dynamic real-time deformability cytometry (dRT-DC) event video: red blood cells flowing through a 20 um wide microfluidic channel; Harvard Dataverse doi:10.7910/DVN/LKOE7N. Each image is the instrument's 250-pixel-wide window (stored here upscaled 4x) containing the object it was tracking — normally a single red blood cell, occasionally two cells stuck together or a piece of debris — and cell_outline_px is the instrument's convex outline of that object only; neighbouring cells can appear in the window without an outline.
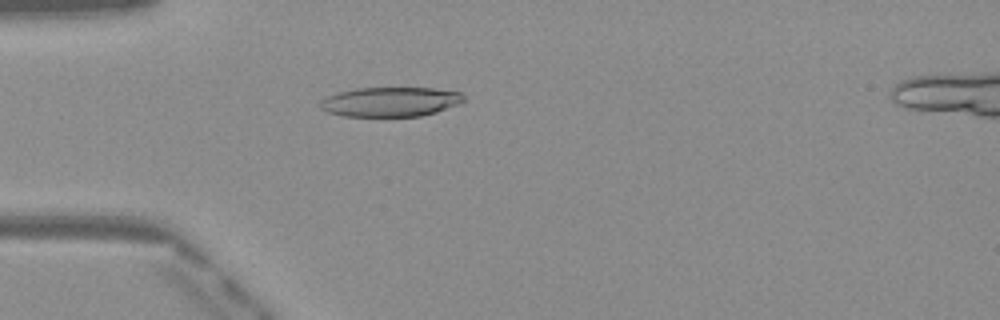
{"species": "Egyptian fruit bat (a non-hibernating species)", "species_latin": "Rousettus aegyptiacus", "temperature_condition": "warm", "stored_images_in_passage": 38, "camera_frame_rate_fps": 3000, "um_per_image_px": 0.085, "frame": {"image": 1, "passage_image": 3, "time_ms": 0.667, "image_size_px": [1000, 320], "cell_outline_px": [[464, 100], [460, 104], [436, 112], [420, 116], [344, 116], [328, 112], [320, 108], [320, 100], [324, 96], [336, 92], [356, 88], [432, 88], [460, 92], [464, 96]], "centroid_in_image_um": [33.15, 8.65], "position_along_channel_um": 51.8, "area_um2": 24.85}}
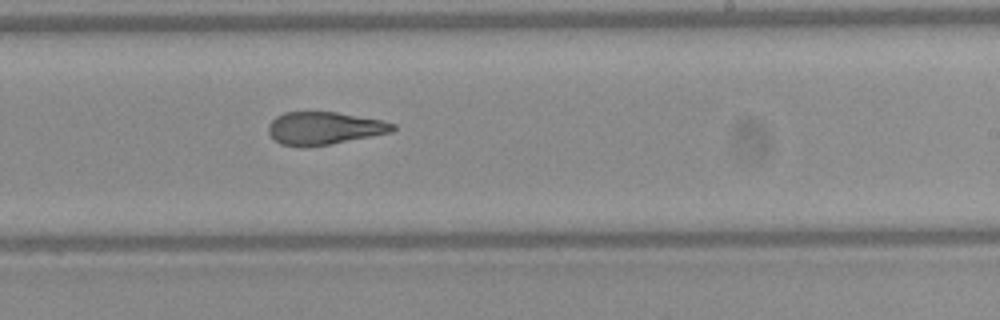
{"frame": {"image": 2, "passage_image": 19, "time_ms": 6.0, "image_size_px": [1000, 320], "cell_outline_px": [[396, 128], [392, 132], [332, 144], [280, 144], [268, 132], [268, 124], [276, 116], [284, 112], [336, 112], [384, 120], [396, 124]], "centroid_in_image_um": [27.62, 10.86], "position_along_channel_um": 261.4, "area_um2": 23.24}}
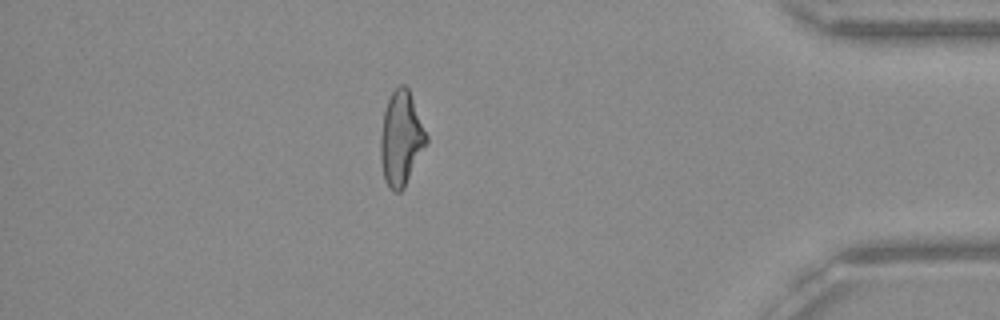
{"frame": {"image": 3, "passage_image": 32, "time_ms": 10.333, "image_size_px": [1000, 320], "cell_outline_px": [[428, 144], [404, 188], [400, 192], [392, 192], [388, 188], [384, 176], [380, 160], [380, 136], [384, 112], [388, 100], [392, 92], [400, 84], [404, 84], [408, 88], [428, 136]], "centroid_in_image_um": [34.1, 11.82], "position_along_channel_um": 401.1, "area_um2": 25.37}, "authors_computed_cell_mechanics": {"area_um2": 25.2008, "velocity_mm_per_s": 4.1209, "shape_relaxation_time_tau1_ms": 7.7513, "shape_relaxation_time_tau2_ms": 2.6871, "deformation_change_tau1": 0.2394, "deformation_change_tau2": 0.0873}}